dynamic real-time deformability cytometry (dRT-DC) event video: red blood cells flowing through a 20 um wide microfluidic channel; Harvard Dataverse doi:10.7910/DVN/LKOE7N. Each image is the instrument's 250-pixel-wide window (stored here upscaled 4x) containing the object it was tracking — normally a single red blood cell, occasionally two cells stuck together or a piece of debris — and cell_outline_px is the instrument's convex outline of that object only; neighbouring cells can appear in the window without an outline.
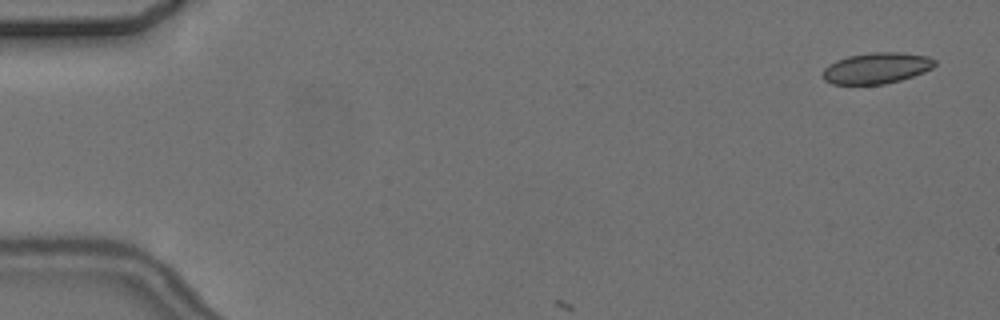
{"species": "common noctule bat (a hibernating species)", "species_latin": "Nyctalus noctula", "temperature_condition": "cold", "stored_images_in_passage": 3, "camera_frame_rate_fps": 3000, "um_per_image_px": 0.085, "animal": {"sex": "female", "body_mass_g": 24.6, "forearm_length_mm": 56.2}, "frame": {"image": 1, "passage_image": 1, "time_ms": 0.0, "image_size_px": [1000, 320], "cell_outline_px": [[936, 64], [932, 68], [924, 72], [900, 80], [884, 84], [832, 84], [824, 80], [824, 68], [828, 64], [836, 60], [848, 56], [872, 52], [904, 52], [928, 56], [936, 60]], "centroid_in_image_um": [74.53, 5.78], "position_along_channel_um": 10.5, "area_um2": 20.29}}